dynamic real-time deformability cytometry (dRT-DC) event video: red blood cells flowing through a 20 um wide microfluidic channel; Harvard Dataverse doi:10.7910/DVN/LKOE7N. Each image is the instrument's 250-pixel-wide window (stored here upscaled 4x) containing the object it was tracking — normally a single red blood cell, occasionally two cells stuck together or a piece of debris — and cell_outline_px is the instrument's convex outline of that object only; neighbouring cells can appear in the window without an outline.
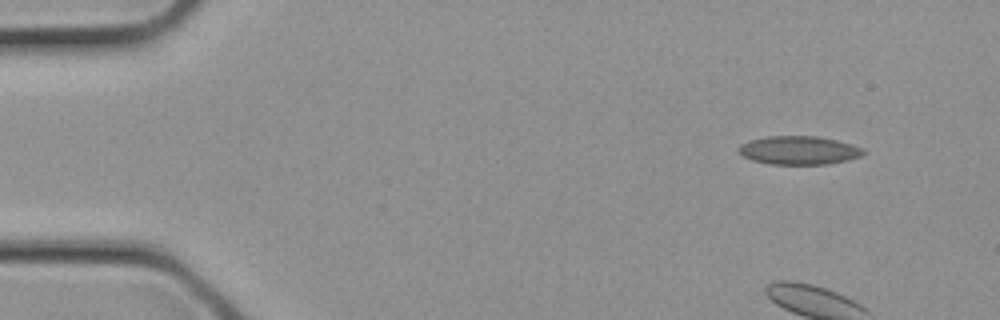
{"species": "common noctule bat (a hibernating species)", "species_latin": "Nyctalus noctula", "temperature_condition": "cold", "stored_images_in_passage": 4, "camera_frame_rate_fps": 3000, "um_per_image_px": 0.085, "animal": {"sex": "female", "body_mass_g": 21.9}, "frame": {"image": 1, "passage_image": 1, "time_ms": 0.0, "image_size_px": [1000, 320], "cell_outline_px": [[864, 152], [860, 156], [848, 160], [828, 164], [772, 164], [752, 160], [744, 156], [736, 148], [740, 144], [748, 140], [768, 136], [816, 136], [836, 140], [852, 144], [864, 148]], "centroid_in_image_um": [67.89, 12.77], "position_along_channel_um": 17.1, "area_um2": 20.69}}